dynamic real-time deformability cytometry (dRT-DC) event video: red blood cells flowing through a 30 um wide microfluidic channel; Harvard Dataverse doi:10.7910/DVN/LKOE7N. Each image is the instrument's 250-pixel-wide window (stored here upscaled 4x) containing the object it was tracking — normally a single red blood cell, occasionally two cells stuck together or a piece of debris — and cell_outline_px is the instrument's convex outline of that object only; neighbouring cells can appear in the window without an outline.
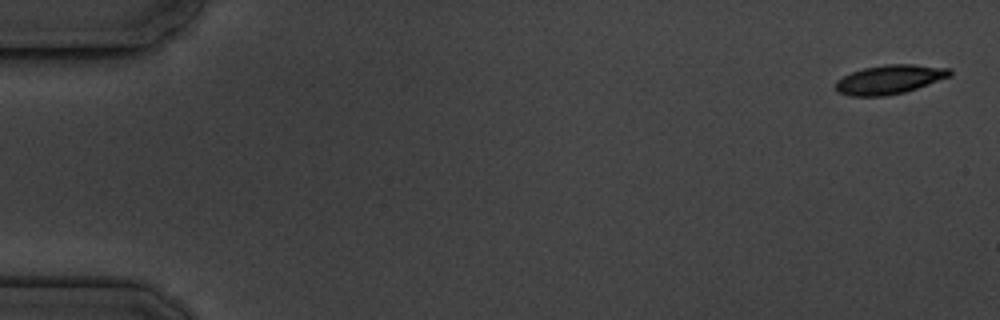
{"species": "common noctule bat (a hibernating species)", "species_latin": "Nyctalus noctula", "temperature_condition": "cold", "stored_images_in_passage": 5, "camera_frame_rate_fps": 3000, "um_per_image_px": 0.085, "animal": {"sex": "male", "body_mass_g": 19.5, "forearm_length_mm": 54.6}, "frame": {"image": 1, "passage_image": 1, "time_ms": 0.0, "image_size_px": [1000, 320], "cell_outline_px": [[952, 76], [904, 92], [884, 96], [852, 96], [836, 92], [836, 80], [852, 72], [864, 68], [884, 64], [912, 64], [952, 68]], "centroid_in_image_um": [75.63, 6.74], "position_along_channel_um": 9.4, "area_um2": 19.36}}
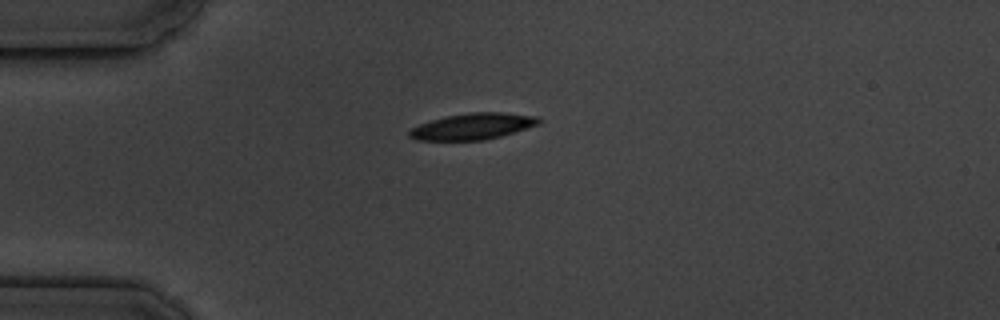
{"frame": {"image": 2, "passage_image": 4, "time_ms": 4.333, "image_size_px": [1000, 320], "cell_outline_px": [[540, 124], [500, 136], [484, 140], [416, 140], [408, 136], [408, 132], [412, 128], [420, 124], [444, 116], [468, 112], [500, 112], [540, 116]], "centroid_in_image_um": [40.19, 10.73], "position_along_channel_um": 44.8, "area_um2": 19.83}}